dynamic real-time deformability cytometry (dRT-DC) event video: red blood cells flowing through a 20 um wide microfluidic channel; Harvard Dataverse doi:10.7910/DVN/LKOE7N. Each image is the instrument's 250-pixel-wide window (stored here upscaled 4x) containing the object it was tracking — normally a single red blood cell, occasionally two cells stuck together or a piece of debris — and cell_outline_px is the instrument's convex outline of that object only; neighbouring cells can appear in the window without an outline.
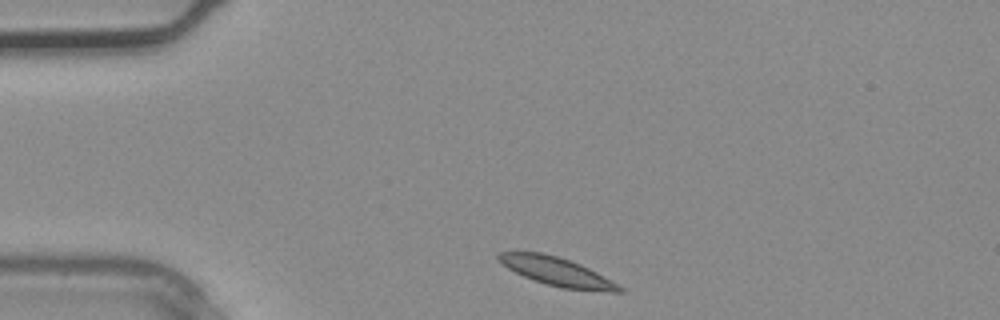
{"species": "common noctule bat (a hibernating species)", "species_latin": "Nyctalus noctula", "temperature_condition": "warm", "stored_images_in_passage": 3, "camera_frame_rate_fps": 3000, "um_per_image_px": 0.085, "animal": {"sex": "male", "body_mass_g": 20.4}, "frame": {"image": 1, "passage_image": 1, "time_ms": 0.0, "image_size_px": [1000, 320], "cell_outline_px": [[624, 292], [608, 292], [564, 288], [548, 284], [524, 276], [508, 268], [496, 260], [496, 256], [500, 252], [540, 252], [556, 256], [580, 264], [596, 272], [624, 288]], "centroid_in_image_um": [47.33, 23.08], "position_along_channel_um": 37.7, "area_um2": 19.65}}